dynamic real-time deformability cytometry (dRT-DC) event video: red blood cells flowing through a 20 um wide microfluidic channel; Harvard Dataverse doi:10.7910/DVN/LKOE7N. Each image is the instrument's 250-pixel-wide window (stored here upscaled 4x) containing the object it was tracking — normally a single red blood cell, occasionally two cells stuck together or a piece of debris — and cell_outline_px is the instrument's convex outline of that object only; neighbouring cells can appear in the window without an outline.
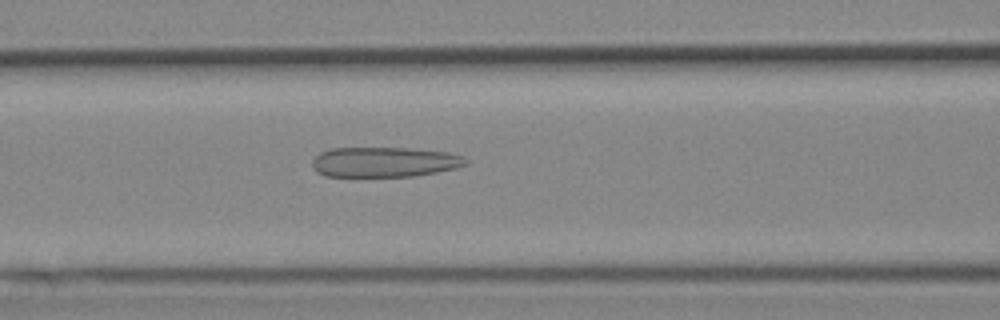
{"species": "Egyptian fruit bat (a non-hibernating species)", "species_latin": "Rousettus aegyptiacus", "temperature_condition": "cold", "stored_images_in_passage": 40, "camera_frame_rate_fps": 3000, "um_per_image_px": 0.085, "animal": {"sex": "female"}, "frame": {"image": 1, "passage_image": 10, "time_ms": 3.0, "image_size_px": [1000, 320], "cell_outline_px": [[468, 164], [456, 168], [436, 172], [412, 176], [324, 176], [316, 172], [312, 168], [312, 160], [320, 152], [332, 148], [408, 148], [448, 152], [460, 156], [468, 160]], "centroid_in_image_um": [32.64, 13.77], "position_along_channel_um": 134.0, "area_um2": 26.88}}
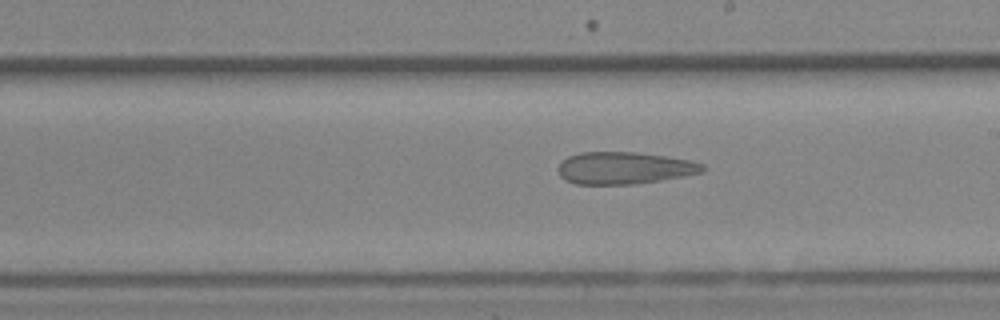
{"frame": {"image": 2, "passage_image": 18, "time_ms": 5.667, "image_size_px": [1000, 320], "cell_outline_px": [[704, 172], [684, 176], [660, 180], [632, 184], [576, 184], [564, 180], [560, 176], [556, 168], [568, 156], [580, 152], [636, 152], [668, 156], [688, 160], [704, 164]], "centroid_in_image_um": [53.04, 14.28], "position_along_channel_um": 236.0, "area_um2": 27.11}}
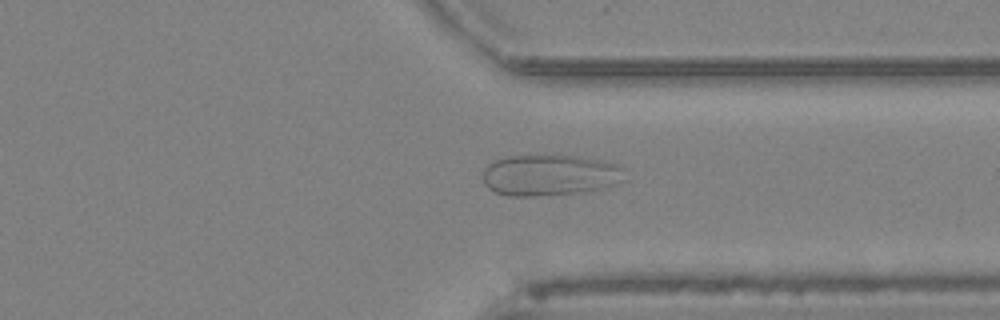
{"frame": {"image": 3, "passage_image": 28, "time_ms": 9.0, "image_size_px": [1000, 320], "cell_outline_px": [[624, 180], [600, 188], [580, 192], [536, 196], [508, 196], [496, 192], [488, 188], [484, 184], [484, 168], [488, 164], [496, 160], [508, 156], [576, 156], [604, 160], [620, 164], [624, 168]], "centroid_in_image_um": [46.74, 14.88], "position_along_channel_um": 364.7, "area_um2": 33.87}}